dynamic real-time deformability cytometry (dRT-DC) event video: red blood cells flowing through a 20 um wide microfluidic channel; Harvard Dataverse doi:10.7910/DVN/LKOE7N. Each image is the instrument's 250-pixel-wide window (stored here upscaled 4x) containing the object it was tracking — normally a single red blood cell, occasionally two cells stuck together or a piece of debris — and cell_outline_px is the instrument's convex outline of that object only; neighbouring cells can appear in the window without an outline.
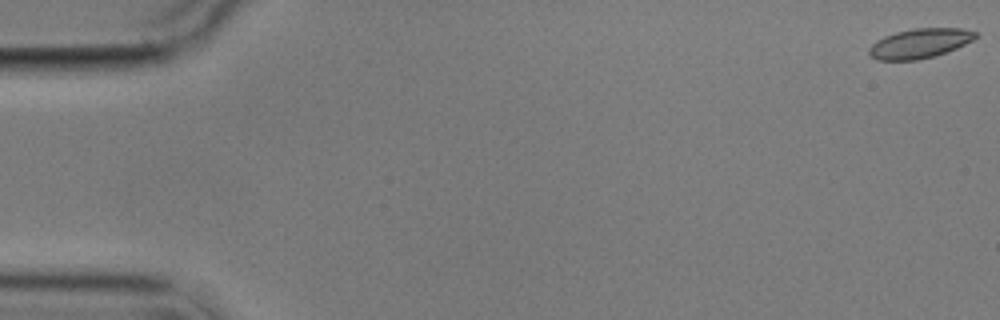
{"species": "common noctule bat (a hibernating species)", "species_latin": "Nyctalus noctula", "temperature_condition": "cold", "stored_images_in_passage": 6, "camera_frame_rate_fps": 3000, "um_per_image_px": 0.085, "animal": {"sex": "male", "body_mass_g": 17.9}, "frame": {"image": 1, "passage_image": 1, "time_ms": 0.0, "image_size_px": [1000, 320], "cell_outline_px": [[976, 36], [972, 40], [956, 48], [936, 56], [916, 60], [876, 60], [868, 52], [868, 48], [876, 40], [884, 36], [896, 32], [912, 28], [964, 28], [976, 32]], "centroid_in_image_um": [78.15, 3.68], "position_along_channel_um": 6.9, "area_um2": 18.38}}
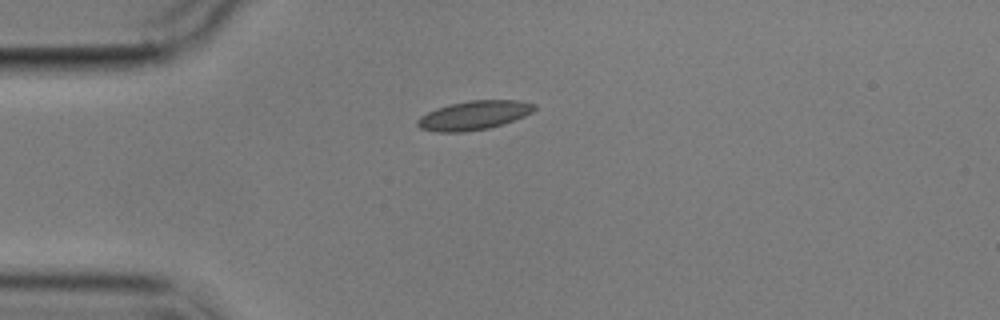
{"frame": {"image": 2, "passage_image": 5, "time_ms": 4.667, "image_size_px": [1000, 320], "cell_outline_px": [[536, 108], [532, 112], [524, 116], [488, 128], [464, 132], [436, 132], [420, 128], [416, 124], [416, 120], [420, 116], [436, 108], [448, 104], [468, 100], [520, 100], [536, 104]], "centroid_in_image_um": [40.25, 9.79], "position_along_channel_um": 44.7, "area_um2": 19.77}}